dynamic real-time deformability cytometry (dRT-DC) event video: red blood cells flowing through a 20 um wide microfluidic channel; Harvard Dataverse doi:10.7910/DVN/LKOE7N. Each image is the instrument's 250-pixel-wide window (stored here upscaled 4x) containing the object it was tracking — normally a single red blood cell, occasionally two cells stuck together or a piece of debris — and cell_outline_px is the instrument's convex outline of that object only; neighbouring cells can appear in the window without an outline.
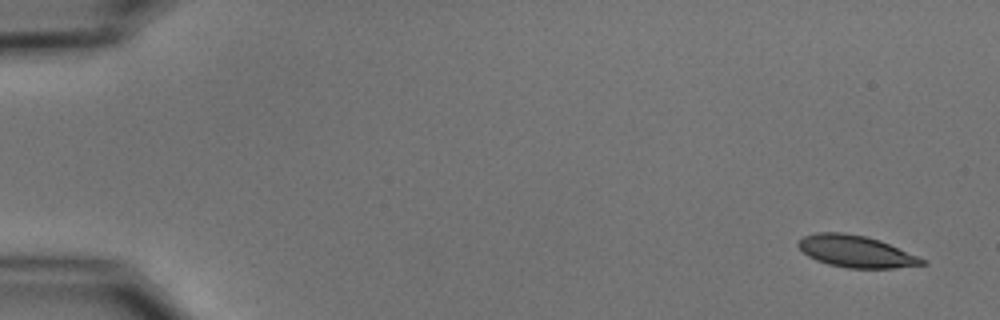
{"species": "common noctule bat (a hibernating species)", "species_latin": "Nyctalus noctula", "temperature_condition": "cold", "stored_images_in_passage": 5, "camera_frame_rate_fps": 3000, "um_per_image_px": 0.085, "animal": {"sex": "male", "body_mass_g": 15.6}, "frame": {"image": 1, "passage_image": 1, "time_ms": 0.0, "image_size_px": [1000, 320], "cell_outline_px": [[928, 264], [892, 268], [848, 268], [828, 264], [816, 260], [808, 256], [796, 244], [804, 236], [816, 232], [844, 232], [864, 236], [880, 240], [928, 260]], "centroid_in_image_um": [72.78, 21.37], "position_along_channel_um": 12.2, "area_um2": 23.0}}
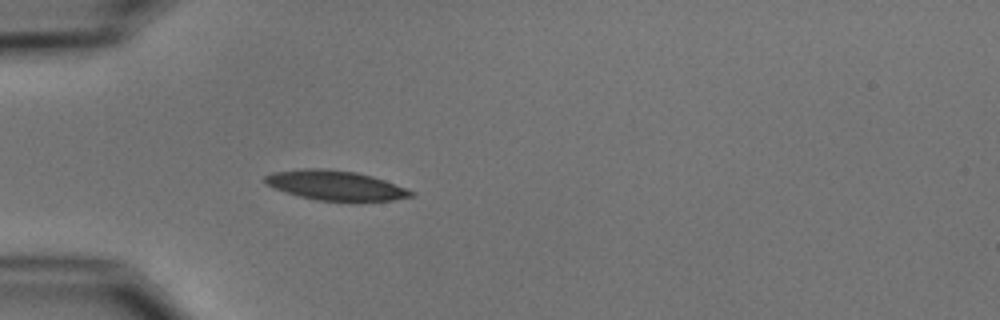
{"frame": {"image": 2, "passage_image": 5, "time_ms": 4.667, "image_size_px": [1000, 320], "cell_outline_px": [[416, 192], [412, 196], [392, 200], [356, 204], [316, 200], [300, 196], [272, 188], [264, 184], [264, 176], [272, 172], [304, 168], [320, 168], [356, 172], [372, 176], [384, 180]], "centroid_in_image_um": [28.52, 15.8], "position_along_channel_um": 56.5, "area_um2": 26.07}}